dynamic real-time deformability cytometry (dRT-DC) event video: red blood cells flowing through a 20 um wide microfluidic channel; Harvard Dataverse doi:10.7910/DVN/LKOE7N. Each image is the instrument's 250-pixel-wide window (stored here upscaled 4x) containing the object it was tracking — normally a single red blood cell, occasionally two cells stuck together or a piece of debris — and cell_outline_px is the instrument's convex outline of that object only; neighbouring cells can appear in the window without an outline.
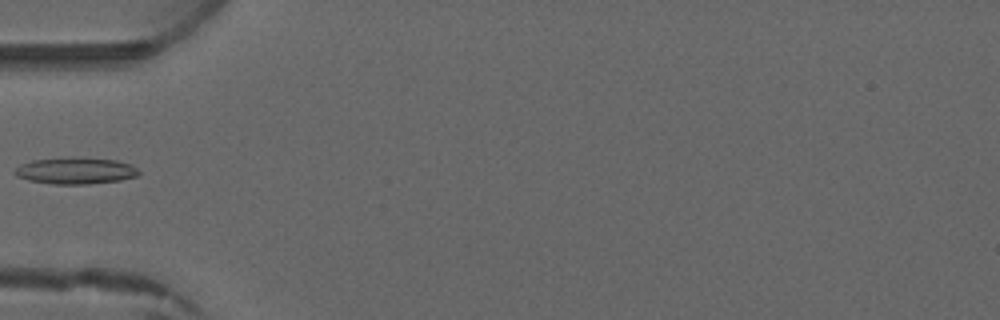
{"species": "common noctule bat (a hibernating species)", "species_latin": "Nyctalus noctula", "temperature_condition": "warm", "stored_images_in_passage": 4, "camera_frame_rate_fps": 3000, "um_per_image_px": 0.085, "animal": {"sex": "male", "forearm_length_mm": 52.5}, "frame": {"image": 1, "passage_image": 4, "time_ms": 4.667, "image_size_px": [1000, 320], "cell_outline_px": [[140, 176], [120, 180], [88, 184], [52, 184], [28, 180], [16, 176], [12, 172], [20, 164], [32, 160], [116, 160], [132, 164], [140, 172]], "centroid_in_image_um": [6.43, 14.57], "position_along_channel_um": 78.6, "area_um2": 18.38}}